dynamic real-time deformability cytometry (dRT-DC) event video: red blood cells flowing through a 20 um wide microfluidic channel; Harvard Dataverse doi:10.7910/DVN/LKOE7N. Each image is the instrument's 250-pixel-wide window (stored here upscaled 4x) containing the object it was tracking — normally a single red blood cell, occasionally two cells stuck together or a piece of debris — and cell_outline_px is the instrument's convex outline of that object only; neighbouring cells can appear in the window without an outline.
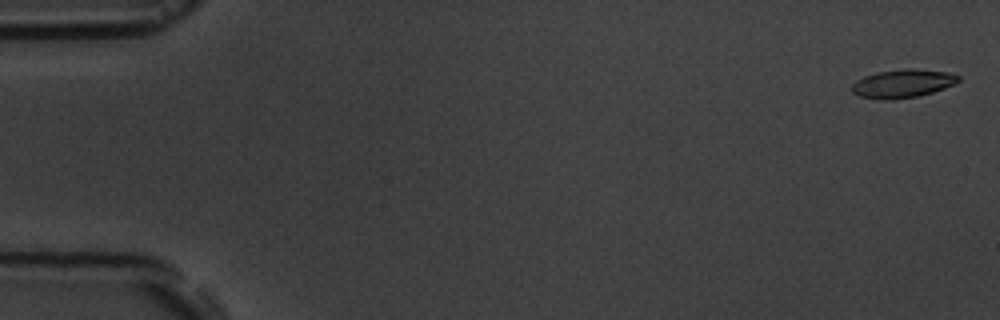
{"species": "common noctule bat (a hibernating species)", "species_latin": "Nyctalus noctula", "temperature_condition": "room temperature", "stored_images_in_passage": 11, "camera_frame_rate_fps": 3000, "um_per_image_px": 0.085, "animal": {"sex": "male", "body_mass_g": 19.5, "forearm_length_mm": 54.6}, "frame": {"image": 1, "passage_image": 1, "time_ms": 0.0, "image_size_px": [1000, 320], "cell_outline_px": [[960, 80], [956, 84], [932, 92], [916, 96], [892, 100], [880, 100], [860, 96], [852, 92], [852, 84], [856, 80], [864, 76], [880, 72], [904, 68], [916, 68], [948, 72], [960, 76]], "centroid_in_image_um": [76.74, 7.1], "position_along_channel_um": 8.3, "area_um2": 17.69}}
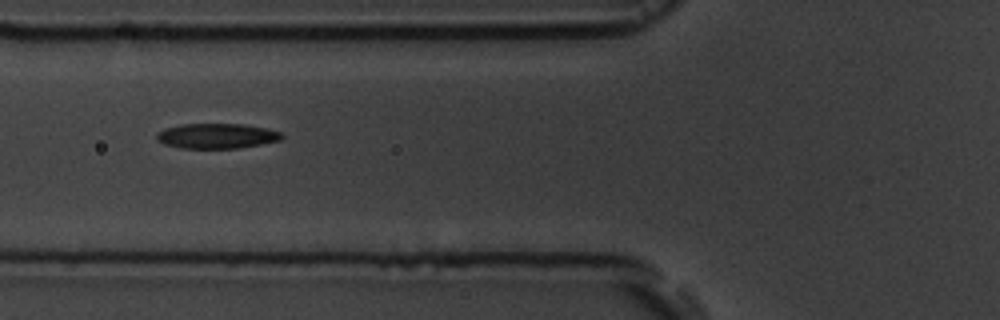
{"frame": {"image": 2, "passage_image": 7, "time_ms": 6.667, "image_size_px": [1000, 320], "cell_outline_px": [[284, 136], [280, 140], [240, 148], [180, 148], [164, 144], [156, 140], [156, 132], [164, 128], [180, 124], [244, 124], [268, 128], [280, 132]], "centroid_in_image_um": [18.39, 11.55], "position_along_channel_um": 107.4, "area_um2": 18.44}}
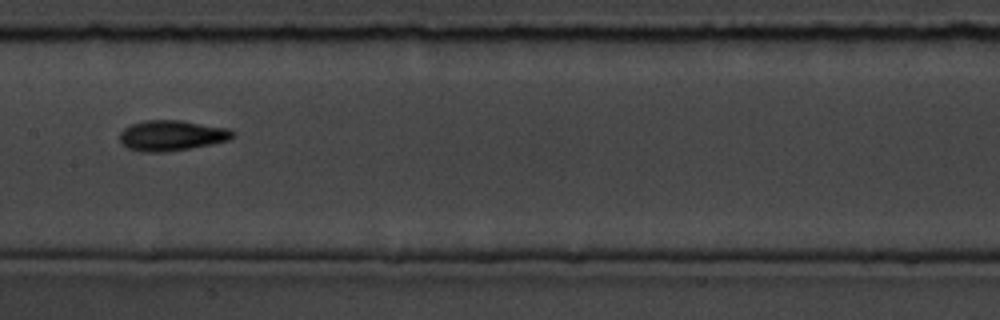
{"frame": {"image": 3, "passage_image": 9, "time_ms": 9.0, "image_size_px": [1000, 320], "cell_outline_px": [[236, 136], [228, 140], [212, 144], [192, 148], [164, 152], [140, 152], [128, 148], [120, 140], [120, 132], [124, 128], [132, 124], [144, 120], [180, 120], [228, 128]], "centroid_in_image_um": [14.59, 11.52], "position_along_channel_um": 192.8, "area_um2": 20.06}}